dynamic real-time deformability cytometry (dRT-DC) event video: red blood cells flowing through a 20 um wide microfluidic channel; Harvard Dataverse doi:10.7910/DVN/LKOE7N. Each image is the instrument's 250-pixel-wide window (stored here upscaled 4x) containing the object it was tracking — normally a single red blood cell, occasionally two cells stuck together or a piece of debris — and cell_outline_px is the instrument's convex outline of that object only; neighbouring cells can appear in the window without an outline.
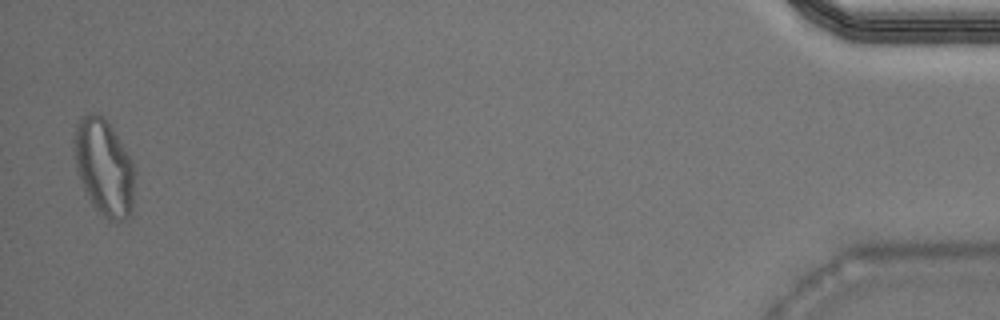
{"species": "Egyptian fruit bat (a non-hibernating species)", "species_latin": "Rousettus aegyptiacus", "temperature_condition": "warm", "stored_images_in_passage": 39, "segment_of_instrument_passage": [2, 2], "camera_frame_rate_fps": 3000, "um_per_image_px": 0.085, "animal": {"sex": "male"}, "frame": {"image": 1, "passage_image": 39, "time_ms": 12.667, "image_size_px": [1000, 320], "cell_outline_px": [[136, 172], [132, 216], [116, 224], [108, 220], [92, 204], [76, 172], [72, 140], [76, 124], [80, 116], [92, 112], [104, 116], [112, 128], [132, 160]], "centroid_in_image_um": [8.85, 14.24], "position_along_channel_um": 426.3, "area_um2": 34.91}}